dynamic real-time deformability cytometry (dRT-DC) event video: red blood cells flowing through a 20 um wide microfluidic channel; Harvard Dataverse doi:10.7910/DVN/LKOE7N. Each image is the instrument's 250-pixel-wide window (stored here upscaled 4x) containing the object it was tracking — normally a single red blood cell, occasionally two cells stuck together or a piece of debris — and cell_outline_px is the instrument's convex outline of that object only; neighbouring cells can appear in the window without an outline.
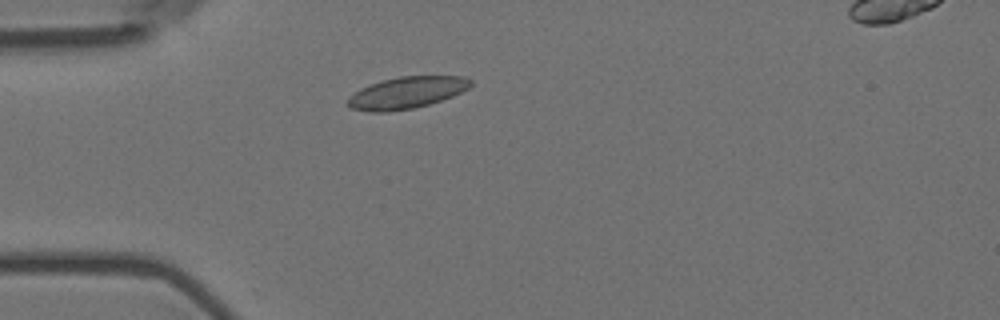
{"species": "Egyptian fruit bat (a non-hibernating species)", "species_latin": "Rousettus aegyptiacus", "temperature_condition": "room temperature", "stored_images_in_passage": 3, "camera_frame_rate_fps": 3000, "um_per_image_px": 0.085, "animal": {"sex": "female"}, "frame": {"image": 1, "passage_image": 2, "time_ms": 0.333, "image_size_px": [1000, 320], "cell_outline_px": [[472, 84], [468, 88], [452, 96], [428, 104], [412, 108], [388, 112], [368, 112], [352, 108], [348, 104], [348, 96], [360, 88], [380, 80], [400, 76], [464, 76], [472, 80]], "centroid_in_image_um": [34.54, 7.87], "position_along_channel_um": 50.5, "area_um2": 22.72}}